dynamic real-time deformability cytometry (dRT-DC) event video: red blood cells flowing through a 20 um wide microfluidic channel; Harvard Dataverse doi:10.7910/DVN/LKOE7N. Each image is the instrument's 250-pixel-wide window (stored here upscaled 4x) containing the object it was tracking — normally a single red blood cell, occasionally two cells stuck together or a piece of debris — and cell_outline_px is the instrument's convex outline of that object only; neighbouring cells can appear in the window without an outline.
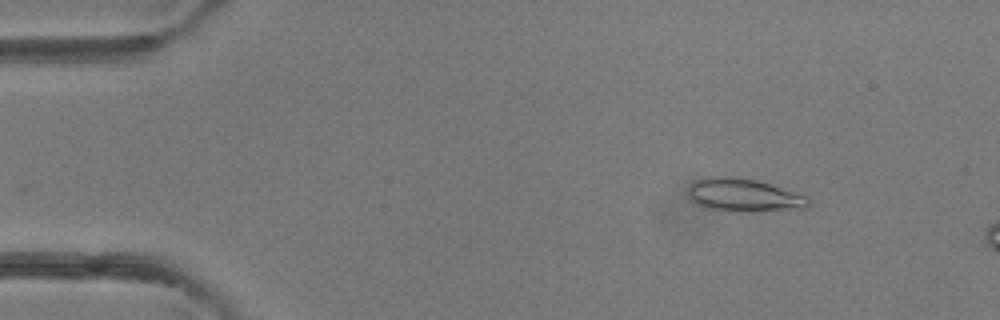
{"species": "common noctule bat (a hibernating species)", "species_latin": "Nyctalus noctula", "temperature_condition": "room temperature", "stored_images_in_passage": 5, "camera_frame_rate_fps": 3000, "um_per_image_px": 0.085, "animal": {"sex": "female"}, "frame": {"image": 1, "passage_image": 2, "time_ms": 1.333, "image_size_px": [1000, 320], "cell_outline_px": [[808, 208], [752, 212], [704, 208], [696, 204], [692, 200], [688, 192], [688, 188], [696, 180], [704, 176], [736, 176], [756, 180], [804, 196], [808, 200]], "centroid_in_image_um": [63.15, 16.58], "position_along_channel_um": 21.8, "area_um2": 22.95}}